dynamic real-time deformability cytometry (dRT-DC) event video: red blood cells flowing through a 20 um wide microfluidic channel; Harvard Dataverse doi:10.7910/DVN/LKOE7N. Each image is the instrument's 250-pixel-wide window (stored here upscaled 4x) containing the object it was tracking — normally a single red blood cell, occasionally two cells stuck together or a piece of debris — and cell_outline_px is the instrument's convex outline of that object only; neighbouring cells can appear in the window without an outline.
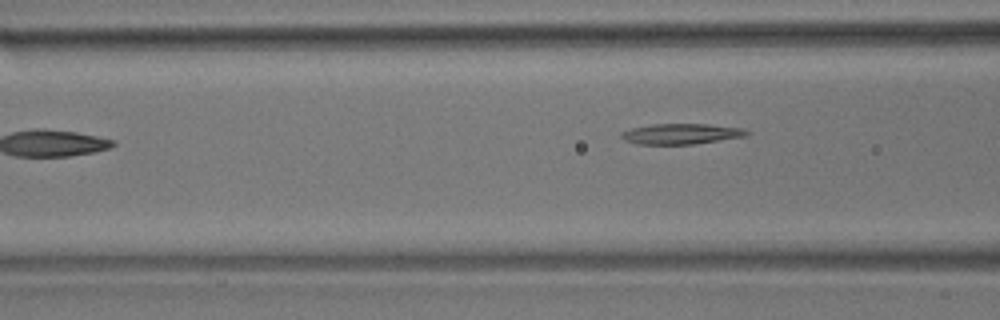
{"species": "common noctule bat (a hibernating species)", "species_latin": "Nyctalus noctula", "temperature_condition": "room temperature", "stored_images_in_passage": 4, "camera_frame_rate_fps": 3000, "um_per_image_px": 0.085, "animal": {"sex": "male", "body_mass_g": 17.9}, "frame": {"image": 1, "passage_image": 4, "time_ms": 3.667, "image_size_px": [1000, 320], "cell_outline_px": [[752, 132], [748, 136], [692, 144], [636, 144], [624, 140], [620, 136], [620, 132], [632, 128], [652, 124], [708, 124], [744, 128]], "centroid_in_image_um": [57.93, 11.37], "position_along_channel_um": 108.7, "area_um2": 15.14}}